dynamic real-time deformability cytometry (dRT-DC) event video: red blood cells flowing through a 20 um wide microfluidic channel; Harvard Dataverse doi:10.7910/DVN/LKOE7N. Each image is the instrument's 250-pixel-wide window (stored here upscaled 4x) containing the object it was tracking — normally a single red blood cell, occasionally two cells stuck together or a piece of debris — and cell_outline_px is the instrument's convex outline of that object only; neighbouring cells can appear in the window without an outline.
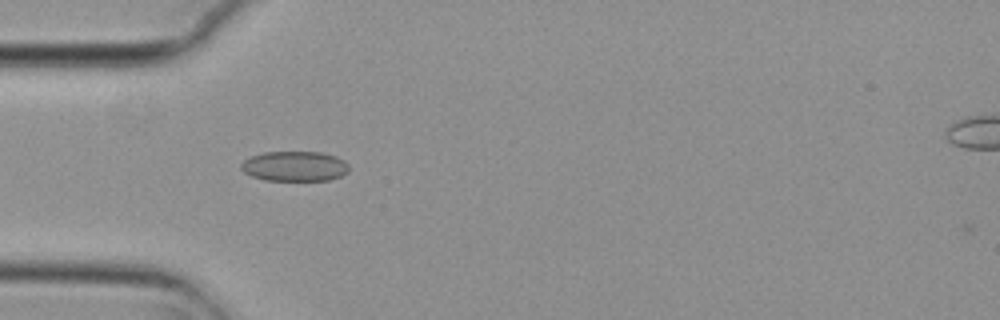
{"species": "common noctule bat (a hibernating species)", "species_latin": "Nyctalus noctula", "temperature_condition": "cold", "stored_images_in_passage": 40, "camera_frame_rate_fps": 3000, "um_per_image_px": 0.085, "animal": {"sex": "female", "body_mass_g": 29.2, "forearm_length_mm": 56.3}, "frame": {"image": 1, "passage_image": 1, "time_ms": 0.0, "image_size_px": [1000, 320], "cell_outline_px": [[348, 172], [340, 176], [328, 180], [264, 180], [252, 176], [244, 172], [240, 168], [240, 164], [244, 160], [252, 156], [264, 152], [320, 152], [336, 156], [344, 160], [348, 164]], "centroid_in_image_um": [25.04, 14.12], "position_along_channel_um": 60.0, "area_um2": 18.84}}
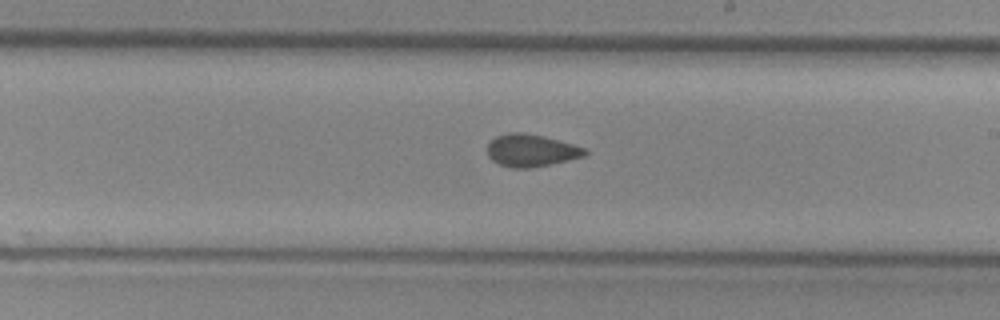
{"frame": {"image": 2, "passage_image": 16, "time_ms": 5.0, "image_size_px": [1000, 320], "cell_outline_px": [[588, 152], [584, 156], [552, 164], [532, 168], [512, 168], [500, 164], [492, 160], [488, 156], [488, 144], [496, 136], [508, 132], [524, 132], [544, 136], [572, 144], [584, 148]], "centroid_in_image_um": [45.13, 12.79], "position_along_channel_um": 243.9, "area_um2": 18.38}}
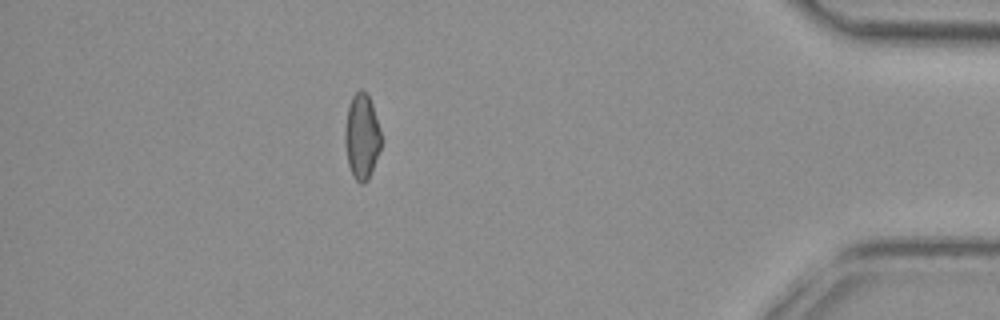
{"frame": {"image": 3, "passage_image": 33, "time_ms": 10.667, "image_size_px": [1000, 320], "cell_outline_px": [[380, 148], [372, 172], [368, 180], [364, 184], [360, 184], [352, 176], [348, 164], [344, 144], [344, 128], [348, 108], [352, 96], [360, 88], [368, 92], [380, 128]], "centroid_in_image_um": [30.74, 11.61], "position_along_channel_um": 404.5, "area_um2": 18.26}, "authors_computed_cell_mechanics": {"area_um2": 18.1781, "velocity_mm_per_s": 3.7186, "shape_relaxation_time_tau1_ms": null, "shape_relaxation_time_tau2_ms": 1.8772, "deformation_change_tau1": null, "deformation_change_tau2": 0.0691}}